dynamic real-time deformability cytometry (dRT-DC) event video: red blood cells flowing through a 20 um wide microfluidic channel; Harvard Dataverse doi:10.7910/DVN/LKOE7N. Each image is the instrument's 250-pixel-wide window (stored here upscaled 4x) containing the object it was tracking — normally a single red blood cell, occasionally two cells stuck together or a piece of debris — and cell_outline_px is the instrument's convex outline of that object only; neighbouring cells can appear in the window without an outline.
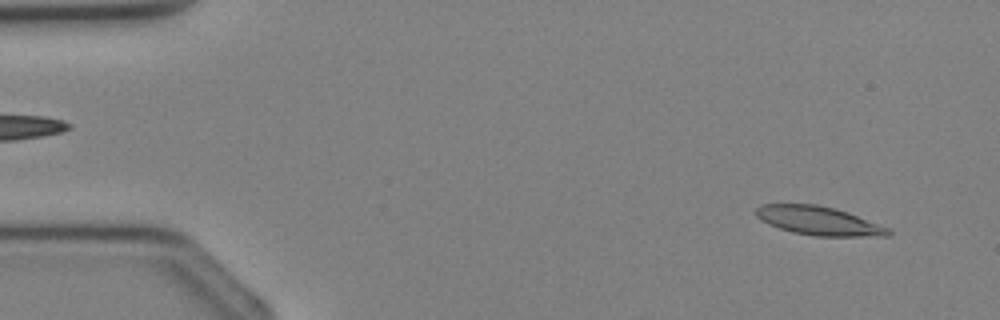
{"species": "Egyptian fruit bat (a non-hibernating species)", "species_latin": "Rousettus aegyptiacus", "temperature_condition": "cold", "stored_images_in_passage": 35, "camera_frame_rate_fps": 3000, "um_per_image_px": 0.085, "animal": {"sex": "female"}, "frame": {"image": 1, "passage_image": 2, "time_ms": 0.333, "image_size_px": [1000, 320], "cell_outline_px": [[892, 232], [888, 236], [812, 236], [792, 232], [768, 224], [760, 220], [756, 216], [756, 208], [760, 204], [816, 204], [848, 212], [888, 228]], "centroid_in_image_um": [69.55, 18.77], "position_along_channel_um": 15.4, "area_um2": 22.02}}
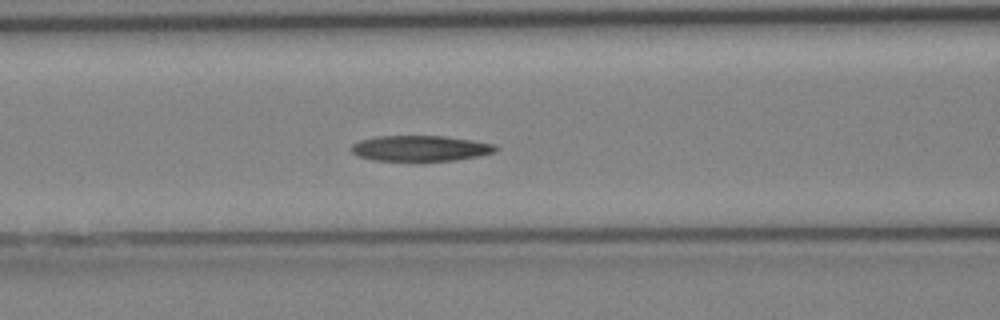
{"frame": {"image": 2, "passage_image": 14, "time_ms": 4.333, "image_size_px": [1000, 320], "cell_outline_px": [[500, 148], [496, 152], [480, 156], [452, 160], [372, 160], [356, 156], [348, 148], [352, 144], [360, 140], [376, 136], [444, 136], [472, 140], [492, 144]], "centroid_in_image_um": [35.7, 12.6], "position_along_channel_um": 130.9, "area_um2": 21.56}}
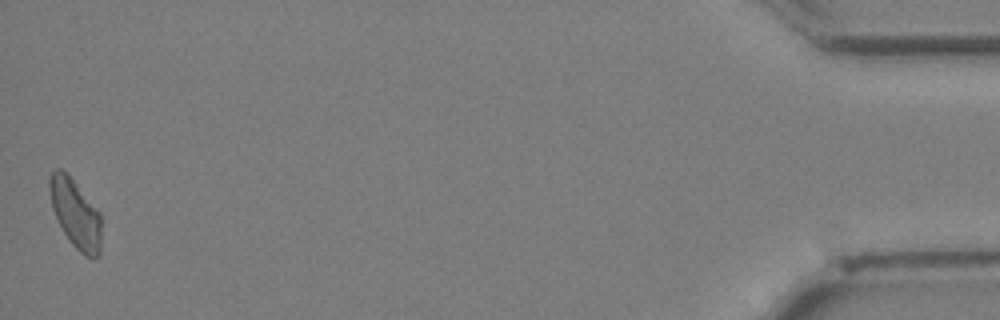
{"frame": {"image": 3, "passage_image": 35, "time_ms": 11.333, "image_size_px": [1000, 320], "cell_outline_px": [[100, 256], [96, 260], [92, 260], [84, 256], [68, 240], [52, 208], [48, 188], [48, 176], [56, 168], [60, 168], [68, 172], [100, 212]], "centroid_in_image_um": [6.41, 18.14], "position_along_channel_um": 428.8, "area_um2": 21.15}}